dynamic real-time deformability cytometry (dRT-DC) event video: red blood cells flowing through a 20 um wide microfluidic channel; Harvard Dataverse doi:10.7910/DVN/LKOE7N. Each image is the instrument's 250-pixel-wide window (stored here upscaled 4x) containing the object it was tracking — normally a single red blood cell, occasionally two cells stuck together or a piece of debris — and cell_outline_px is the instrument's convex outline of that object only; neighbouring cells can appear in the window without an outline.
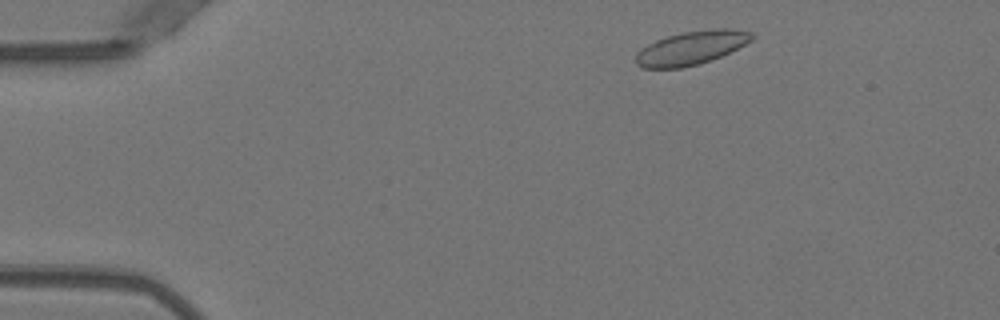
{"species": "Egyptian fruit bat (a non-hibernating species)", "species_latin": "Rousettus aegyptiacus", "temperature_condition": "warm", "stored_images_in_passage": 47, "camera_frame_rate_fps": 3000, "um_per_image_px": 0.085, "animal": {"sex": "female"}, "frame": {"image": 1, "passage_image": 4, "time_ms": 1.0, "image_size_px": [1000, 320], "cell_outline_px": [[756, 36], [752, 40], [720, 56], [700, 64], [680, 68], [640, 68], [632, 60], [636, 52], [640, 48], [656, 40], [668, 36], [684, 32], [712, 28], [732, 28], [752, 32]], "centroid_in_image_um": [58.71, 4.07], "position_along_channel_um": 26.3, "area_um2": 22.95}}
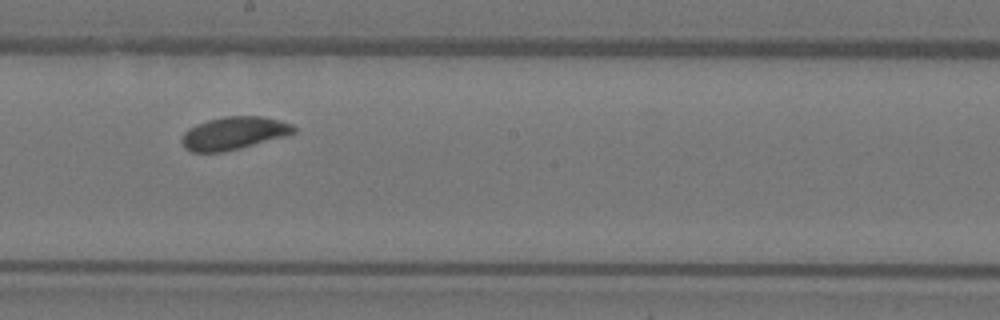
{"frame": {"image": 2, "passage_image": 25, "time_ms": 8.0, "image_size_px": [1000, 320], "cell_outline_px": [[296, 132], [284, 136], [240, 148], [220, 152], [192, 152], [184, 148], [180, 140], [184, 132], [188, 128], [196, 124], [208, 120], [224, 116], [260, 116], [280, 120], [292, 124], [296, 128]], "centroid_in_image_um": [19.84, 11.31], "position_along_channel_um": 228.4, "area_um2": 21.39}}
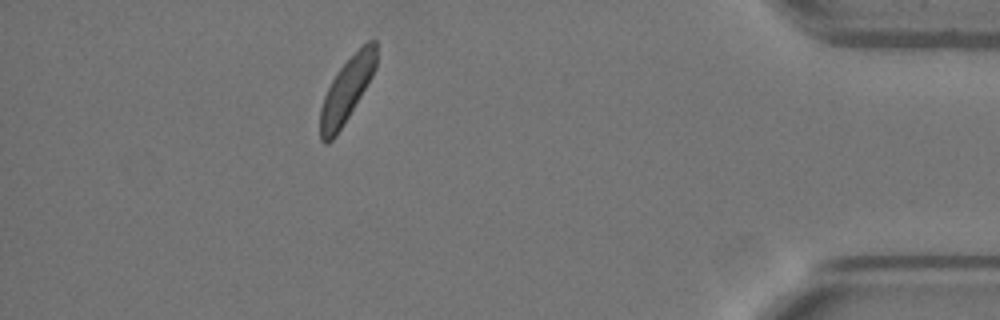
{"frame": {"image": 3, "passage_image": 42, "time_ms": 13.667, "image_size_px": [1000, 320], "cell_outline_px": [[376, 68], [372, 76], [336, 136], [328, 144], [324, 144], [320, 140], [320, 108], [324, 96], [332, 80], [340, 68], [368, 40], [376, 40]], "centroid_in_image_um": [29.45, 7.69], "position_along_channel_um": 405.8, "area_um2": 20.46}, "authors_computed_cell_mechanics": {"area_um2": 21.675, "velocity_mm_per_s": 3.9434, "shape_relaxation_time_tau1_ms": 2.3537, "shape_relaxation_time_tau2_ms": null, "deformation_change_tau1": 0.086, "deformation_change_tau2": null}}